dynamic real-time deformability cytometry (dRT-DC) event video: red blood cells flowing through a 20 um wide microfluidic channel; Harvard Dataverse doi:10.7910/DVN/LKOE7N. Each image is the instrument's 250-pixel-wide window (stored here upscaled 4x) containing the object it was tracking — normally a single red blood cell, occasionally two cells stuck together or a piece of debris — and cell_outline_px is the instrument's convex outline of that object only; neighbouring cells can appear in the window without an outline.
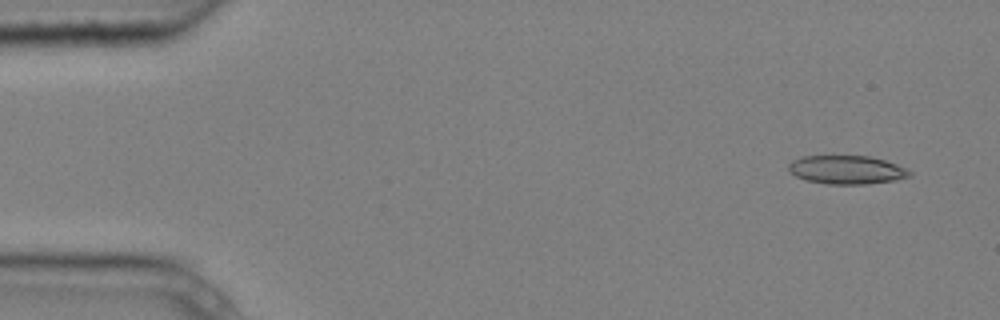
{"species": "common noctule bat (a hibernating species)", "species_latin": "Nyctalus noctula", "temperature_condition": "cold", "stored_images_in_passage": 6, "camera_frame_rate_fps": 3000, "um_per_image_px": 0.085, "animal": {"sex": "male", "body_mass_g": 20.4}, "frame": {"image": 1, "passage_image": 1, "time_ms": 0.0, "image_size_px": [1000, 320], "cell_outline_px": [[912, 176], [896, 180], [864, 184], [828, 184], [804, 180], [796, 176], [788, 168], [788, 164], [792, 160], [800, 156], [832, 152], [872, 156], [908, 168], [912, 172]], "centroid_in_image_um": [71.94, 14.37], "position_along_channel_um": 13.1, "area_um2": 21.33}}
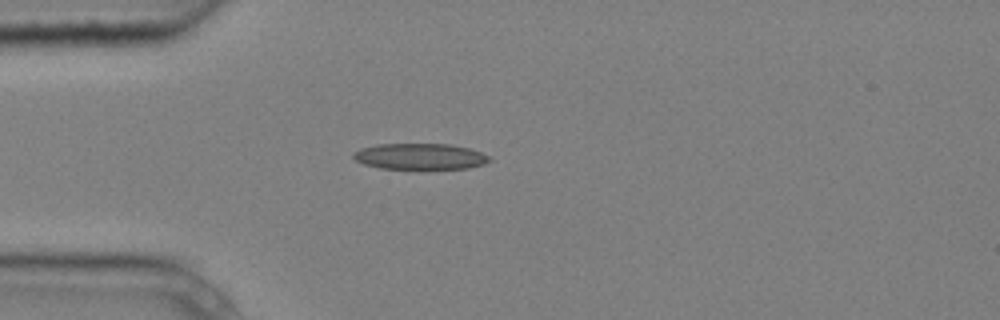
{"frame": {"image": 2, "passage_image": 4, "time_ms": 1.0, "image_size_px": [1000, 320], "cell_outline_px": [[492, 160], [484, 164], [468, 168], [420, 172], [380, 168], [364, 164], [356, 160], [352, 156], [352, 152], [360, 148], [376, 144], [448, 144], [468, 148], [480, 152], [488, 156]], "centroid_in_image_um": [35.68, 13.35], "position_along_channel_um": 49.3, "area_um2": 21.73}}
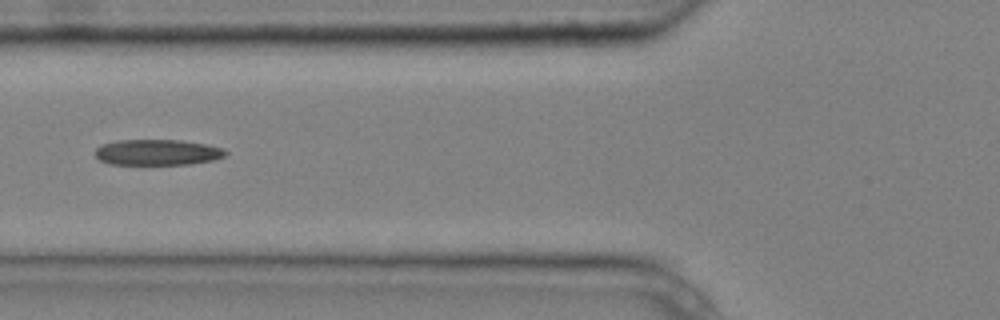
{"frame": {"image": 3, "passage_image": 6, "time_ms": 1.667, "image_size_px": [1000, 320], "cell_outline_px": [[228, 152], [224, 156], [212, 160], [192, 164], [108, 164], [100, 160], [96, 156], [96, 148], [104, 144], [116, 140], [180, 140], [208, 144], [224, 148]], "centroid_in_image_um": [13.41, 12.94], "position_along_channel_um": 112.4, "area_um2": 19.59}}